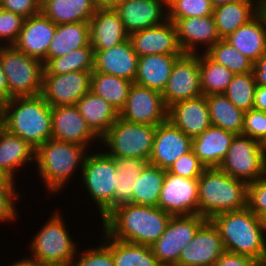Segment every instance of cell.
I'll return each mask as SVG.
<instances>
[{"label": "cell", "instance_id": "1", "mask_svg": "<svg viewBox=\"0 0 266 266\" xmlns=\"http://www.w3.org/2000/svg\"><path fill=\"white\" fill-rule=\"evenodd\" d=\"M171 216L159 207L132 203L119 205L102 219L104 235L151 246L164 233Z\"/></svg>", "mask_w": 266, "mask_h": 266}, {"label": "cell", "instance_id": "2", "mask_svg": "<svg viewBox=\"0 0 266 266\" xmlns=\"http://www.w3.org/2000/svg\"><path fill=\"white\" fill-rule=\"evenodd\" d=\"M2 127L37 149L51 138V106L41 94L15 97L1 107Z\"/></svg>", "mask_w": 266, "mask_h": 266}, {"label": "cell", "instance_id": "3", "mask_svg": "<svg viewBox=\"0 0 266 266\" xmlns=\"http://www.w3.org/2000/svg\"><path fill=\"white\" fill-rule=\"evenodd\" d=\"M210 221L221 235L225 251L266 263V240L261 218L247 207L214 216Z\"/></svg>", "mask_w": 266, "mask_h": 266}, {"label": "cell", "instance_id": "4", "mask_svg": "<svg viewBox=\"0 0 266 266\" xmlns=\"http://www.w3.org/2000/svg\"><path fill=\"white\" fill-rule=\"evenodd\" d=\"M248 183L233 178L219 167L205 168L198 178L199 215L206 220L247 207Z\"/></svg>", "mask_w": 266, "mask_h": 266}, {"label": "cell", "instance_id": "5", "mask_svg": "<svg viewBox=\"0 0 266 266\" xmlns=\"http://www.w3.org/2000/svg\"><path fill=\"white\" fill-rule=\"evenodd\" d=\"M85 148L80 144L50 138L36 149L39 174L51 192L62 188L78 164L83 165Z\"/></svg>", "mask_w": 266, "mask_h": 266}, {"label": "cell", "instance_id": "6", "mask_svg": "<svg viewBox=\"0 0 266 266\" xmlns=\"http://www.w3.org/2000/svg\"><path fill=\"white\" fill-rule=\"evenodd\" d=\"M0 61L7 80L10 99L41 94L43 62L8 44L0 47Z\"/></svg>", "mask_w": 266, "mask_h": 266}, {"label": "cell", "instance_id": "7", "mask_svg": "<svg viewBox=\"0 0 266 266\" xmlns=\"http://www.w3.org/2000/svg\"><path fill=\"white\" fill-rule=\"evenodd\" d=\"M156 126L139 124L118 118L100 138L114 158H143L149 160L153 149Z\"/></svg>", "mask_w": 266, "mask_h": 266}, {"label": "cell", "instance_id": "8", "mask_svg": "<svg viewBox=\"0 0 266 266\" xmlns=\"http://www.w3.org/2000/svg\"><path fill=\"white\" fill-rule=\"evenodd\" d=\"M219 168L229 176L254 182L266 175V146L244 135H236Z\"/></svg>", "mask_w": 266, "mask_h": 266}, {"label": "cell", "instance_id": "9", "mask_svg": "<svg viewBox=\"0 0 266 266\" xmlns=\"http://www.w3.org/2000/svg\"><path fill=\"white\" fill-rule=\"evenodd\" d=\"M83 181L97 203L102 219L115 208L117 164L105 153L86 155L81 166Z\"/></svg>", "mask_w": 266, "mask_h": 266}, {"label": "cell", "instance_id": "10", "mask_svg": "<svg viewBox=\"0 0 266 266\" xmlns=\"http://www.w3.org/2000/svg\"><path fill=\"white\" fill-rule=\"evenodd\" d=\"M74 244L62 218L56 212L33 238L31 250L34 259L44 265H72L75 259Z\"/></svg>", "mask_w": 266, "mask_h": 266}, {"label": "cell", "instance_id": "11", "mask_svg": "<svg viewBox=\"0 0 266 266\" xmlns=\"http://www.w3.org/2000/svg\"><path fill=\"white\" fill-rule=\"evenodd\" d=\"M207 220L199 214L172 215L164 233L150 248L162 266H178L182 250Z\"/></svg>", "mask_w": 266, "mask_h": 266}, {"label": "cell", "instance_id": "12", "mask_svg": "<svg viewBox=\"0 0 266 266\" xmlns=\"http://www.w3.org/2000/svg\"><path fill=\"white\" fill-rule=\"evenodd\" d=\"M203 95L199 70V56L183 53L173 66L168 83L162 92L163 101L168 108L172 104Z\"/></svg>", "mask_w": 266, "mask_h": 266}, {"label": "cell", "instance_id": "13", "mask_svg": "<svg viewBox=\"0 0 266 266\" xmlns=\"http://www.w3.org/2000/svg\"><path fill=\"white\" fill-rule=\"evenodd\" d=\"M162 92L133 82L119 117L126 121L157 126L167 120Z\"/></svg>", "mask_w": 266, "mask_h": 266}, {"label": "cell", "instance_id": "14", "mask_svg": "<svg viewBox=\"0 0 266 266\" xmlns=\"http://www.w3.org/2000/svg\"><path fill=\"white\" fill-rule=\"evenodd\" d=\"M92 71H74L66 74H43L44 100L51 106L76 105L90 91Z\"/></svg>", "mask_w": 266, "mask_h": 266}, {"label": "cell", "instance_id": "15", "mask_svg": "<svg viewBox=\"0 0 266 266\" xmlns=\"http://www.w3.org/2000/svg\"><path fill=\"white\" fill-rule=\"evenodd\" d=\"M158 207L171 215L199 214L198 179L166 172Z\"/></svg>", "mask_w": 266, "mask_h": 266}, {"label": "cell", "instance_id": "16", "mask_svg": "<svg viewBox=\"0 0 266 266\" xmlns=\"http://www.w3.org/2000/svg\"><path fill=\"white\" fill-rule=\"evenodd\" d=\"M192 149V139L168 119L156 126L148 163L168 171L172 164Z\"/></svg>", "mask_w": 266, "mask_h": 266}, {"label": "cell", "instance_id": "17", "mask_svg": "<svg viewBox=\"0 0 266 266\" xmlns=\"http://www.w3.org/2000/svg\"><path fill=\"white\" fill-rule=\"evenodd\" d=\"M224 252L218 229L207 220L182 250L178 266H213Z\"/></svg>", "mask_w": 266, "mask_h": 266}, {"label": "cell", "instance_id": "18", "mask_svg": "<svg viewBox=\"0 0 266 266\" xmlns=\"http://www.w3.org/2000/svg\"><path fill=\"white\" fill-rule=\"evenodd\" d=\"M165 22L142 29L129 35L134 52L143 57L151 54L182 55L175 25L165 18Z\"/></svg>", "mask_w": 266, "mask_h": 266}, {"label": "cell", "instance_id": "19", "mask_svg": "<svg viewBox=\"0 0 266 266\" xmlns=\"http://www.w3.org/2000/svg\"><path fill=\"white\" fill-rule=\"evenodd\" d=\"M56 24L42 12L24 19L22 29L13 45L26 55L47 63V52L54 37Z\"/></svg>", "mask_w": 266, "mask_h": 266}, {"label": "cell", "instance_id": "20", "mask_svg": "<svg viewBox=\"0 0 266 266\" xmlns=\"http://www.w3.org/2000/svg\"><path fill=\"white\" fill-rule=\"evenodd\" d=\"M51 138L88 146V142L100 139L87 125L76 105L51 107Z\"/></svg>", "mask_w": 266, "mask_h": 266}, {"label": "cell", "instance_id": "21", "mask_svg": "<svg viewBox=\"0 0 266 266\" xmlns=\"http://www.w3.org/2000/svg\"><path fill=\"white\" fill-rule=\"evenodd\" d=\"M167 119L191 139L211 126L206 97L182 100L168 107Z\"/></svg>", "mask_w": 266, "mask_h": 266}, {"label": "cell", "instance_id": "22", "mask_svg": "<svg viewBox=\"0 0 266 266\" xmlns=\"http://www.w3.org/2000/svg\"><path fill=\"white\" fill-rule=\"evenodd\" d=\"M94 70L134 82L139 56L134 52L130 39L107 50H94Z\"/></svg>", "mask_w": 266, "mask_h": 266}, {"label": "cell", "instance_id": "23", "mask_svg": "<svg viewBox=\"0 0 266 266\" xmlns=\"http://www.w3.org/2000/svg\"><path fill=\"white\" fill-rule=\"evenodd\" d=\"M174 23L179 46L183 53L195 54L196 44H207L206 51L221 40L213 15L168 19Z\"/></svg>", "mask_w": 266, "mask_h": 266}, {"label": "cell", "instance_id": "24", "mask_svg": "<svg viewBox=\"0 0 266 266\" xmlns=\"http://www.w3.org/2000/svg\"><path fill=\"white\" fill-rule=\"evenodd\" d=\"M164 5L167 8V5L161 0H124L114 10L130 35L164 23L165 21L161 22Z\"/></svg>", "mask_w": 266, "mask_h": 266}, {"label": "cell", "instance_id": "25", "mask_svg": "<svg viewBox=\"0 0 266 266\" xmlns=\"http://www.w3.org/2000/svg\"><path fill=\"white\" fill-rule=\"evenodd\" d=\"M90 44L94 50L110 49L129 38L114 9H97L89 21Z\"/></svg>", "mask_w": 266, "mask_h": 266}, {"label": "cell", "instance_id": "26", "mask_svg": "<svg viewBox=\"0 0 266 266\" xmlns=\"http://www.w3.org/2000/svg\"><path fill=\"white\" fill-rule=\"evenodd\" d=\"M266 16L261 10L225 40L255 63L266 54Z\"/></svg>", "mask_w": 266, "mask_h": 266}, {"label": "cell", "instance_id": "27", "mask_svg": "<svg viewBox=\"0 0 266 266\" xmlns=\"http://www.w3.org/2000/svg\"><path fill=\"white\" fill-rule=\"evenodd\" d=\"M235 136L233 132L211 125L192 139V150L206 168L219 167Z\"/></svg>", "mask_w": 266, "mask_h": 266}, {"label": "cell", "instance_id": "28", "mask_svg": "<svg viewBox=\"0 0 266 266\" xmlns=\"http://www.w3.org/2000/svg\"><path fill=\"white\" fill-rule=\"evenodd\" d=\"M262 3L263 0H236L214 7L213 16L220 38H227L253 19L261 11Z\"/></svg>", "mask_w": 266, "mask_h": 266}, {"label": "cell", "instance_id": "29", "mask_svg": "<svg viewBox=\"0 0 266 266\" xmlns=\"http://www.w3.org/2000/svg\"><path fill=\"white\" fill-rule=\"evenodd\" d=\"M181 55L151 54L139 57L136 84L163 92L176 59Z\"/></svg>", "mask_w": 266, "mask_h": 266}, {"label": "cell", "instance_id": "30", "mask_svg": "<svg viewBox=\"0 0 266 266\" xmlns=\"http://www.w3.org/2000/svg\"><path fill=\"white\" fill-rule=\"evenodd\" d=\"M76 106L87 125L99 138L119 118V112L110 103L91 91L81 97Z\"/></svg>", "mask_w": 266, "mask_h": 266}, {"label": "cell", "instance_id": "31", "mask_svg": "<svg viewBox=\"0 0 266 266\" xmlns=\"http://www.w3.org/2000/svg\"><path fill=\"white\" fill-rule=\"evenodd\" d=\"M96 10L94 0H41V12L56 25L89 22Z\"/></svg>", "mask_w": 266, "mask_h": 266}, {"label": "cell", "instance_id": "32", "mask_svg": "<svg viewBox=\"0 0 266 266\" xmlns=\"http://www.w3.org/2000/svg\"><path fill=\"white\" fill-rule=\"evenodd\" d=\"M89 44V22L57 24L47 52V62Z\"/></svg>", "mask_w": 266, "mask_h": 266}, {"label": "cell", "instance_id": "33", "mask_svg": "<svg viewBox=\"0 0 266 266\" xmlns=\"http://www.w3.org/2000/svg\"><path fill=\"white\" fill-rule=\"evenodd\" d=\"M35 152L36 149L28 142L0 127V167L13 179L14 171L19 166L35 160Z\"/></svg>", "mask_w": 266, "mask_h": 266}, {"label": "cell", "instance_id": "34", "mask_svg": "<svg viewBox=\"0 0 266 266\" xmlns=\"http://www.w3.org/2000/svg\"><path fill=\"white\" fill-rule=\"evenodd\" d=\"M211 125L242 135L245 112L237 108L224 94L205 96Z\"/></svg>", "mask_w": 266, "mask_h": 266}, {"label": "cell", "instance_id": "35", "mask_svg": "<svg viewBox=\"0 0 266 266\" xmlns=\"http://www.w3.org/2000/svg\"><path fill=\"white\" fill-rule=\"evenodd\" d=\"M104 243L111 251L115 266H162L150 246L119 241L107 234Z\"/></svg>", "mask_w": 266, "mask_h": 266}, {"label": "cell", "instance_id": "36", "mask_svg": "<svg viewBox=\"0 0 266 266\" xmlns=\"http://www.w3.org/2000/svg\"><path fill=\"white\" fill-rule=\"evenodd\" d=\"M132 84L133 82L114 75L92 71L90 91L105 99L120 113Z\"/></svg>", "mask_w": 266, "mask_h": 266}, {"label": "cell", "instance_id": "37", "mask_svg": "<svg viewBox=\"0 0 266 266\" xmlns=\"http://www.w3.org/2000/svg\"><path fill=\"white\" fill-rule=\"evenodd\" d=\"M166 170L147 163L136 181L132 204L158 207Z\"/></svg>", "mask_w": 266, "mask_h": 266}, {"label": "cell", "instance_id": "38", "mask_svg": "<svg viewBox=\"0 0 266 266\" xmlns=\"http://www.w3.org/2000/svg\"><path fill=\"white\" fill-rule=\"evenodd\" d=\"M117 164L115 207L131 203L137 179L146 164L143 158H115Z\"/></svg>", "mask_w": 266, "mask_h": 266}, {"label": "cell", "instance_id": "39", "mask_svg": "<svg viewBox=\"0 0 266 266\" xmlns=\"http://www.w3.org/2000/svg\"><path fill=\"white\" fill-rule=\"evenodd\" d=\"M94 49L91 44L69 52L68 54L50 59L44 65L43 74H66L74 71L94 70Z\"/></svg>", "mask_w": 266, "mask_h": 266}, {"label": "cell", "instance_id": "40", "mask_svg": "<svg viewBox=\"0 0 266 266\" xmlns=\"http://www.w3.org/2000/svg\"><path fill=\"white\" fill-rule=\"evenodd\" d=\"M199 70L204 96L223 94L234 76L229 69L213 61L206 53L199 56Z\"/></svg>", "mask_w": 266, "mask_h": 266}, {"label": "cell", "instance_id": "41", "mask_svg": "<svg viewBox=\"0 0 266 266\" xmlns=\"http://www.w3.org/2000/svg\"><path fill=\"white\" fill-rule=\"evenodd\" d=\"M205 53L216 63L223 65L233 74L253 72L254 63L242 55L225 39L217 41Z\"/></svg>", "mask_w": 266, "mask_h": 266}, {"label": "cell", "instance_id": "42", "mask_svg": "<svg viewBox=\"0 0 266 266\" xmlns=\"http://www.w3.org/2000/svg\"><path fill=\"white\" fill-rule=\"evenodd\" d=\"M256 77L253 72L234 74L232 81L223 93L237 108L244 112L253 109L256 89Z\"/></svg>", "mask_w": 266, "mask_h": 266}, {"label": "cell", "instance_id": "43", "mask_svg": "<svg viewBox=\"0 0 266 266\" xmlns=\"http://www.w3.org/2000/svg\"><path fill=\"white\" fill-rule=\"evenodd\" d=\"M167 8V19L208 16L213 15L214 11L210 0H171Z\"/></svg>", "mask_w": 266, "mask_h": 266}, {"label": "cell", "instance_id": "44", "mask_svg": "<svg viewBox=\"0 0 266 266\" xmlns=\"http://www.w3.org/2000/svg\"><path fill=\"white\" fill-rule=\"evenodd\" d=\"M242 135L266 146V112L250 109L244 114Z\"/></svg>", "mask_w": 266, "mask_h": 266}, {"label": "cell", "instance_id": "45", "mask_svg": "<svg viewBox=\"0 0 266 266\" xmlns=\"http://www.w3.org/2000/svg\"><path fill=\"white\" fill-rule=\"evenodd\" d=\"M205 168L191 149L188 153L183 154L177 159L169 168L168 172L188 179H198Z\"/></svg>", "mask_w": 266, "mask_h": 266}, {"label": "cell", "instance_id": "46", "mask_svg": "<svg viewBox=\"0 0 266 266\" xmlns=\"http://www.w3.org/2000/svg\"><path fill=\"white\" fill-rule=\"evenodd\" d=\"M247 208L259 218L266 214V175L248 183Z\"/></svg>", "mask_w": 266, "mask_h": 266}, {"label": "cell", "instance_id": "47", "mask_svg": "<svg viewBox=\"0 0 266 266\" xmlns=\"http://www.w3.org/2000/svg\"><path fill=\"white\" fill-rule=\"evenodd\" d=\"M23 22L22 16L0 8V38L7 39L8 46H13L16 43Z\"/></svg>", "mask_w": 266, "mask_h": 266}, {"label": "cell", "instance_id": "48", "mask_svg": "<svg viewBox=\"0 0 266 266\" xmlns=\"http://www.w3.org/2000/svg\"><path fill=\"white\" fill-rule=\"evenodd\" d=\"M82 254L77 262H72V266H115L112 251L105 244Z\"/></svg>", "mask_w": 266, "mask_h": 266}, {"label": "cell", "instance_id": "49", "mask_svg": "<svg viewBox=\"0 0 266 266\" xmlns=\"http://www.w3.org/2000/svg\"><path fill=\"white\" fill-rule=\"evenodd\" d=\"M0 8L26 19L41 12V0H0Z\"/></svg>", "mask_w": 266, "mask_h": 266}, {"label": "cell", "instance_id": "50", "mask_svg": "<svg viewBox=\"0 0 266 266\" xmlns=\"http://www.w3.org/2000/svg\"><path fill=\"white\" fill-rule=\"evenodd\" d=\"M19 196L15 193L14 184H0V221L14 219L17 213L14 201Z\"/></svg>", "mask_w": 266, "mask_h": 266}, {"label": "cell", "instance_id": "51", "mask_svg": "<svg viewBox=\"0 0 266 266\" xmlns=\"http://www.w3.org/2000/svg\"><path fill=\"white\" fill-rule=\"evenodd\" d=\"M213 266H266L258 259L225 251Z\"/></svg>", "mask_w": 266, "mask_h": 266}, {"label": "cell", "instance_id": "52", "mask_svg": "<svg viewBox=\"0 0 266 266\" xmlns=\"http://www.w3.org/2000/svg\"><path fill=\"white\" fill-rule=\"evenodd\" d=\"M253 71L257 85L266 87V54L254 63Z\"/></svg>", "mask_w": 266, "mask_h": 266}, {"label": "cell", "instance_id": "53", "mask_svg": "<svg viewBox=\"0 0 266 266\" xmlns=\"http://www.w3.org/2000/svg\"><path fill=\"white\" fill-rule=\"evenodd\" d=\"M253 109L266 112V87L256 86Z\"/></svg>", "mask_w": 266, "mask_h": 266}, {"label": "cell", "instance_id": "54", "mask_svg": "<svg viewBox=\"0 0 266 266\" xmlns=\"http://www.w3.org/2000/svg\"><path fill=\"white\" fill-rule=\"evenodd\" d=\"M10 100V93L7 86V80L3 72L2 64L0 61V106L2 107Z\"/></svg>", "mask_w": 266, "mask_h": 266}, {"label": "cell", "instance_id": "55", "mask_svg": "<svg viewBox=\"0 0 266 266\" xmlns=\"http://www.w3.org/2000/svg\"><path fill=\"white\" fill-rule=\"evenodd\" d=\"M124 0H94L97 9H114Z\"/></svg>", "mask_w": 266, "mask_h": 266}, {"label": "cell", "instance_id": "56", "mask_svg": "<svg viewBox=\"0 0 266 266\" xmlns=\"http://www.w3.org/2000/svg\"><path fill=\"white\" fill-rule=\"evenodd\" d=\"M11 266H44V264H41L37 259L31 258H24L16 263H14Z\"/></svg>", "mask_w": 266, "mask_h": 266}, {"label": "cell", "instance_id": "57", "mask_svg": "<svg viewBox=\"0 0 266 266\" xmlns=\"http://www.w3.org/2000/svg\"><path fill=\"white\" fill-rule=\"evenodd\" d=\"M0 184H15L14 179L0 167Z\"/></svg>", "mask_w": 266, "mask_h": 266}, {"label": "cell", "instance_id": "58", "mask_svg": "<svg viewBox=\"0 0 266 266\" xmlns=\"http://www.w3.org/2000/svg\"><path fill=\"white\" fill-rule=\"evenodd\" d=\"M210 1L212 2L214 7H217V6L224 5L229 2L236 1V0H210Z\"/></svg>", "mask_w": 266, "mask_h": 266}, {"label": "cell", "instance_id": "59", "mask_svg": "<svg viewBox=\"0 0 266 266\" xmlns=\"http://www.w3.org/2000/svg\"><path fill=\"white\" fill-rule=\"evenodd\" d=\"M261 221H262V227L264 229V232L266 231V214H264L262 217H261Z\"/></svg>", "mask_w": 266, "mask_h": 266}, {"label": "cell", "instance_id": "60", "mask_svg": "<svg viewBox=\"0 0 266 266\" xmlns=\"http://www.w3.org/2000/svg\"><path fill=\"white\" fill-rule=\"evenodd\" d=\"M261 10L263 11L264 15L266 16V0H263Z\"/></svg>", "mask_w": 266, "mask_h": 266}, {"label": "cell", "instance_id": "61", "mask_svg": "<svg viewBox=\"0 0 266 266\" xmlns=\"http://www.w3.org/2000/svg\"><path fill=\"white\" fill-rule=\"evenodd\" d=\"M161 1H163L166 5H168L171 2V0H161Z\"/></svg>", "mask_w": 266, "mask_h": 266}, {"label": "cell", "instance_id": "62", "mask_svg": "<svg viewBox=\"0 0 266 266\" xmlns=\"http://www.w3.org/2000/svg\"><path fill=\"white\" fill-rule=\"evenodd\" d=\"M44 266H72V265H44Z\"/></svg>", "mask_w": 266, "mask_h": 266}, {"label": "cell", "instance_id": "63", "mask_svg": "<svg viewBox=\"0 0 266 266\" xmlns=\"http://www.w3.org/2000/svg\"><path fill=\"white\" fill-rule=\"evenodd\" d=\"M2 126V123H1V106H0V127Z\"/></svg>", "mask_w": 266, "mask_h": 266}]
</instances>
